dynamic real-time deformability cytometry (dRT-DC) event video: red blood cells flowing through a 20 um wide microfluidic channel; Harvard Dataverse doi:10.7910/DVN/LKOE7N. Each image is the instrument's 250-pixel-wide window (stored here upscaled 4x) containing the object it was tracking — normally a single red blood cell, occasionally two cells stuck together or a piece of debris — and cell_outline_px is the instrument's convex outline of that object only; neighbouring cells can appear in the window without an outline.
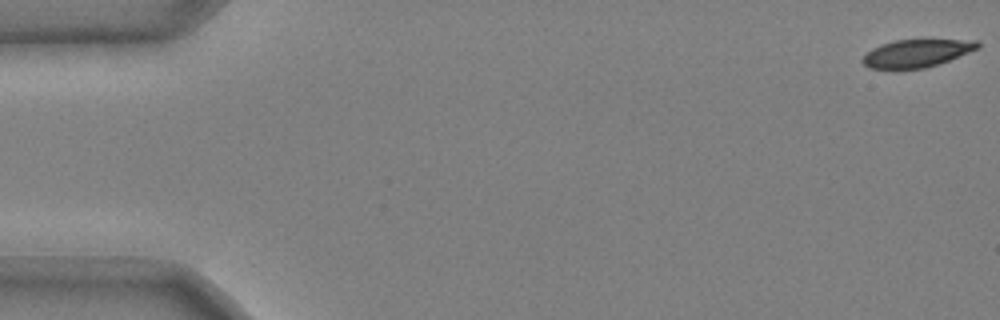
{"species": "common noctule bat (a hibernating species)", "species_latin": "Nyctalus noctula", "temperature_condition": "cold", "stored_images_in_passage": 48, "camera_frame_rate_fps": 3000, "um_per_image_px": 0.085, "animal": {"sex": "male", "body_mass_g": 20.4}, "frame": {"image": 1, "passage_image": 1, "time_ms": 0.0, "image_size_px": [1000, 320], "cell_outline_px": [[980, 48], [948, 60], [924, 68], [868, 68], [860, 60], [872, 48], [896, 40], [924, 36], [976, 40], [980, 44]], "centroid_in_image_um": [78.0, 4.45], "position_along_channel_um": 7.0, "area_um2": 19.31}}
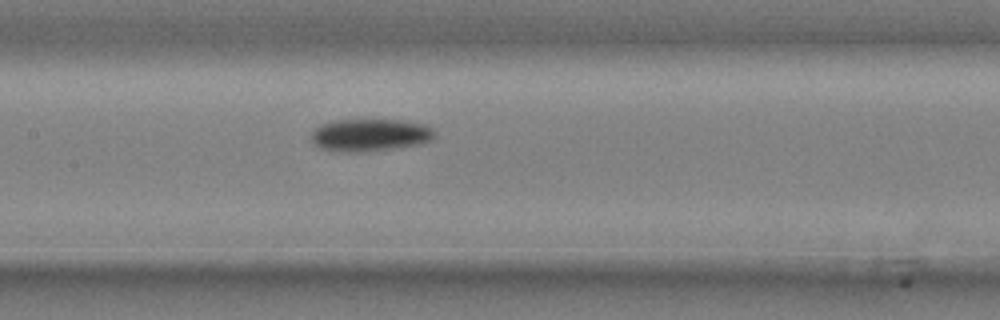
{"frame": {"image": 2, "passage_image": 26, "time_ms": 8.333, "image_size_px": [1000, 320], "cell_outline_px": [[436, 136], [432, 140], [416, 144], [360, 152], [332, 152], [320, 148], [312, 144], [312, 132], [320, 124], [336, 120], [400, 120], [424, 124], [432, 128], [436, 132]], "centroid_in_image_um": [31.41, 11.47], "position_along_channel_um": 176.0, "area_um2": 23.29}}
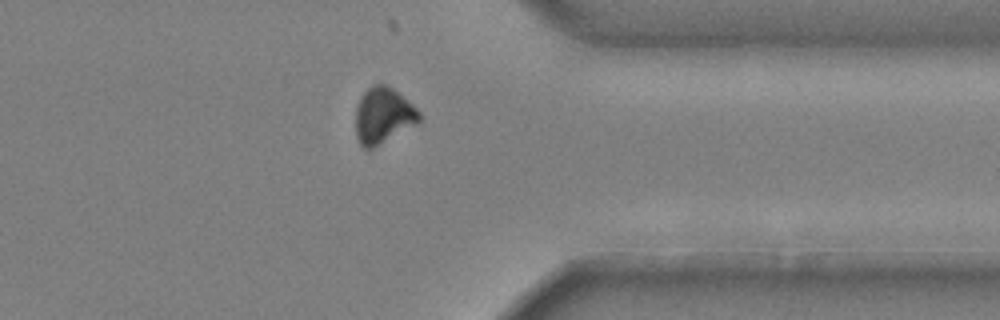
{"frame": {"image": 3, "passage_image": 43, "time_ms": 14.0, "image_size_px": [1000, 320], "cell_outline_px": [[424, 120], [420, 124], [368, 152], [360, 144], [356, 136], [356, 108], [360, 96], [372, 84], [384, 84], [392, 88], [412, 104], [420, 112]], "centroid_in_image_um": [32.61, 9.88], "position_along_channel_um": 378.8, "area_um2": 21.5}, "authors_computed_cell_mechanics": {"area_um2": 21.7039, "velocity_mm_per_s": 3.7053, "shape_relaxation_time_tau1_ms": 3.5338, "shape_relaxation_time_tau2_ms": null, "deformation_change_tau1": 0.1007, "deformation_change_tau2": null}}